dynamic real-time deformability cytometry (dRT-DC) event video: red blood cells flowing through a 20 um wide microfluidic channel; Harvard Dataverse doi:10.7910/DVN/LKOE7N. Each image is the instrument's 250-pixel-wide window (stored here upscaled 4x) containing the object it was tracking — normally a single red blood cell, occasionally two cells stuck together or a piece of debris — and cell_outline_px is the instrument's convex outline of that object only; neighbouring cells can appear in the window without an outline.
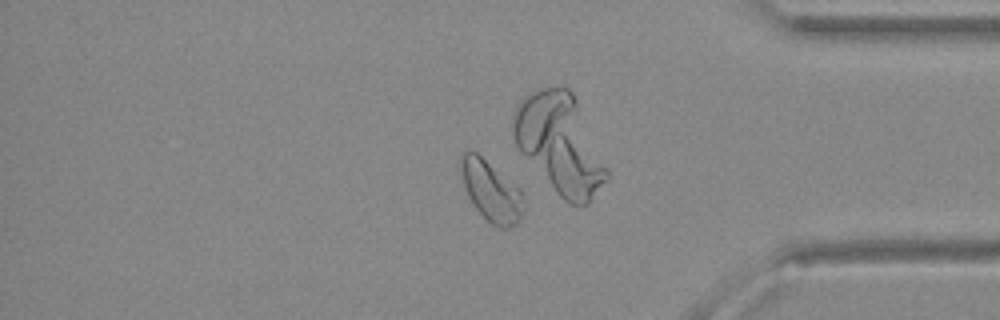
{"species": "Egyptian fruit bat (a non-hibernating species)", "species_latin": "Rousettus aegyptiacus", "temperature_condition": "warm", "stored_images_in_passage": 42, "camera_frame_rate_fps": 3000, "um_per_image_px": 0.085, "animal": {"sex": "female"}, "frame": {"image": 1, "passage_image": 36, "time_ms": 11.667, "image_size_px": [1000, 320], "cell_outline_px": [[528, 208], [520, 220], [516, 224], [508, 228], [496, 228], [472, 204], [468, 196], [460, 172], [460, 156], [464, 152], [476, 152], [516, 184], [524, 192]], "centroid_in_image_um": [41.83, 16.27], "position_along_channel_um": 393.4, "area_um2": 22.66}}